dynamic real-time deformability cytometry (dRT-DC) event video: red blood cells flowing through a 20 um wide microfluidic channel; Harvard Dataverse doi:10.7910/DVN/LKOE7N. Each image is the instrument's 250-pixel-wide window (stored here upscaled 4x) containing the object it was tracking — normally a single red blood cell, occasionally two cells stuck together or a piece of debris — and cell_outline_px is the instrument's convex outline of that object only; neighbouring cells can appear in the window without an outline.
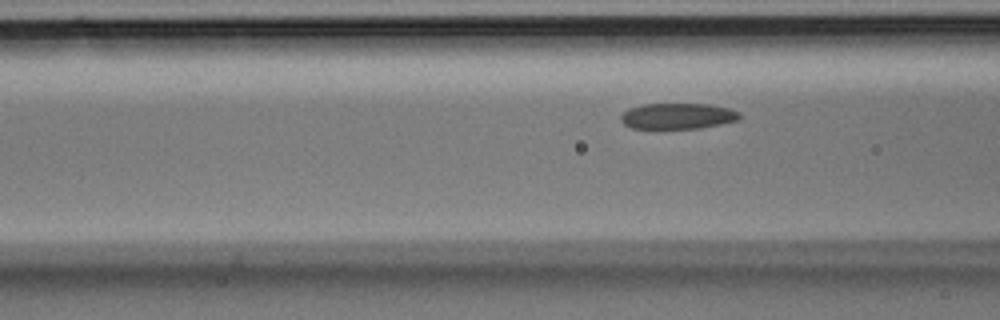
{"species": "Egyptian fruit bat (a non-hibernating species)", "species_latin": "Rousettus aegyptiacus", "temperature_condition": "room temperature", "stored_images_in_passage": 3, "camera_frame_rate_fps": 3000, "um_per_image_px": 0.085, "animal": {"sex": "male"}, "frame": {"image": 1, "passage_image": 3, "time_ms": 0.667, "image_size_px": [1000, 320], "cell_outline_px": [[740, 120], [700, 128], [632, 128], [624, 124], [620, 120], [620, 116], [628, 108], [644, 104], [708, 104], [728, 108], [740, 112]], "centroid_in_image_um": [57.6, 9.86], "position_along_channel_um": 109.0, "area_um2": 17.86}}